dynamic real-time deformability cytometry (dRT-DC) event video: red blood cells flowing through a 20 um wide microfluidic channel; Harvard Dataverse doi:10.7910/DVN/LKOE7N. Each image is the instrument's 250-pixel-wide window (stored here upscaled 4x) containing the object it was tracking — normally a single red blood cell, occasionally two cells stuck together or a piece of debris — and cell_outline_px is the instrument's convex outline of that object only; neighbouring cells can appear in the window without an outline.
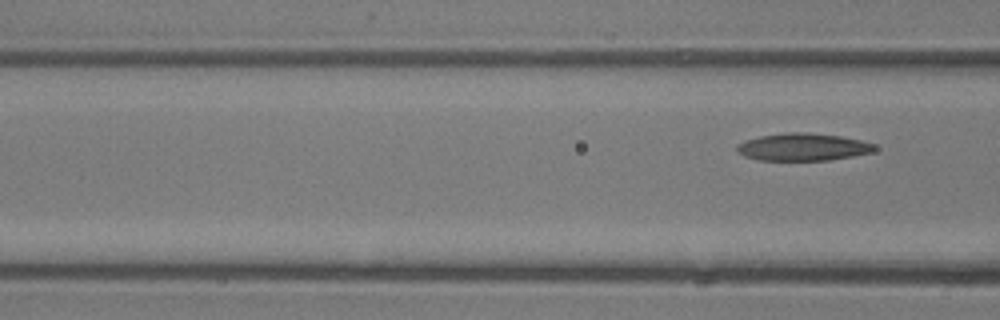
{"species": "common noctule bat (a hibernating species)", "species_latin": "Nyctalus noctula", "temperature_condition": "room temperature", "stored_images_in_passage": 3, "camera_frame_rate_fps": 3000, "um_per_image_px": 0.085, "animal": {"sex": "male", "body_mass_g": 13.3}, "frame": {"image": 1, "passage_image": 3, "time_ms": 3.0, "image_size_px": [1000, 320], "cell_outline_px": [[876, 148], [872, 152], [852, 156], [828, 160], [760, 160], [744, 156], [736, 152], [736, 144], [760, 136], [784, 132], [804, 132], [840, 136], [860, 140], [876, 144]], "centroid_in_image_um": [68.23, 12.49], "position_along_channel_um": 98.4, "area_um2": 21.96}}